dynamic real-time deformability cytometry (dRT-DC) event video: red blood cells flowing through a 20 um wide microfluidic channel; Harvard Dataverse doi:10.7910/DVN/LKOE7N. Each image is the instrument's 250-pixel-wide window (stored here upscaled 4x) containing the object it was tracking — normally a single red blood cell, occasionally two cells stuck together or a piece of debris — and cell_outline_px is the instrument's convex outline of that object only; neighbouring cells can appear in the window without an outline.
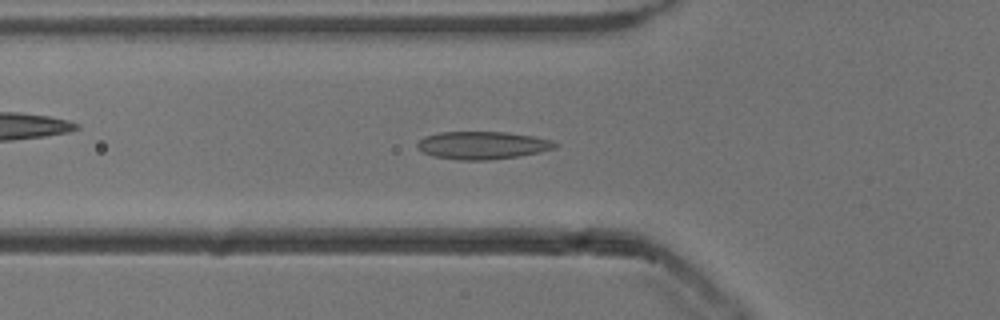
{"species": "common noctule bat (a hibernating species)", "species_latin": "Nyctalus noctula", "temperature_condition": "cold", "stored_images_in_passage": 51, "camera_frame_rate_fps": 3000, "um_per_image_px": 0.085, "animal": {"sex": "male", "body_mass_g": 13.3}, "frame": {"image": 1, "passage_image": 17, "time_ms": 5.333, "image_size_px": [1000, 320], "cell_outline_px": [[560, 144], [556, 148], [540, 152], [520, 156], [488, 160], [460, 160], [432, 156], [424, 152], [416, 144], [424, 136], [440, 132], [504, 132], [532, 136], [552, 140]], "centroid_in_image_um": [41.04, 12.35], "position_along_channel_um": 84.8, "area_um2": 22.25}}
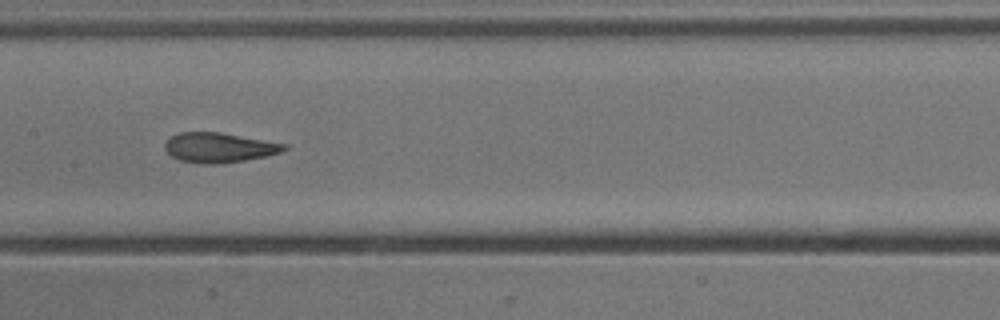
{"frame": {"image": 2, "passage_image": 25, "time_ms": 8.0, "image_size_px": [1000, 320], "cell_outline_px": [[288, 148], [280, 152], [268, 156], [244, 160], [216, 164], [200, 164], [180, 160], [172, 156], [164, 148], [164, 144], [172, 136], [180, 132], [220, 132], [288, 144]], "centroid_in_image_um": [18.64, 12.54], "position_along_channel_um": 188.8, "area_um2": 20.69}}
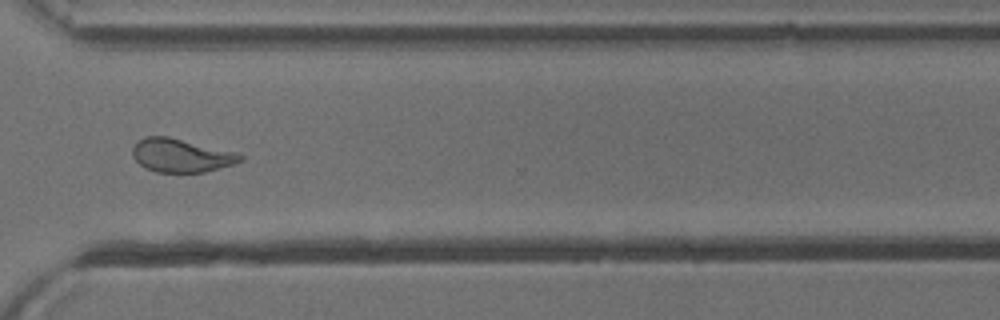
{"frame": {"image": 3, "passage_image": 38, "time_ms": 12.333, "image_size_px": [1000, 320], "cell_outline_px": [[244, 160], [232, 164], [204, 172], [156, 172], [144, 168], [132, 156], [132, 148], [140, 140], [148, 136], [168, 136], [240, 152], [244, 156]], "centroid_in_image_um": [15.44, 13.2], "position_along_channel_um": 355.2, "area_um2": 21.15}}